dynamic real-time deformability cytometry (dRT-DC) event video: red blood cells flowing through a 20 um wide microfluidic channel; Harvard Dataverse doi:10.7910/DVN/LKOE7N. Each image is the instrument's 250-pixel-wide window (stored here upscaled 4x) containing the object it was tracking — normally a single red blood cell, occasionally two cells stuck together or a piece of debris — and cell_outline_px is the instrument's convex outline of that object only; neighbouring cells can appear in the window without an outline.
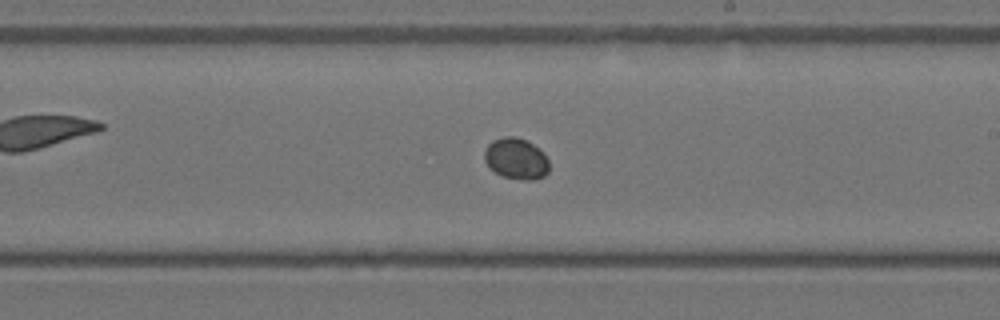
{"species": "Egyptian fruit bat (a non-hibernating species)", "species_latin": "Rousettus aegyptiacus", "temperature_condition": "warm", "stored_images_in_passage": 36, "camera_frame_rate_fps": 3000, "um_per_image_px": 0.085, "animal": {"sex": "female"}, "frame": {"image": 1, "passage_image": 21, "time_ms": 6.667, "image_size_px": [1000, 320], "cell_outline_px": [[548, 172], [544, 176], [532, 180], [524, 180], [504, 176], [496, 172], [484, 160], [484, 152], [488, 144], [492, 140], [504, 136], [516, 136], [528, 140], [540, 148], [544, 152], [548, 160]], "centroid_in_image_um": [43.89, 13.45], "position_along_channel_um": 245.1, "area_um2": 15.61}}
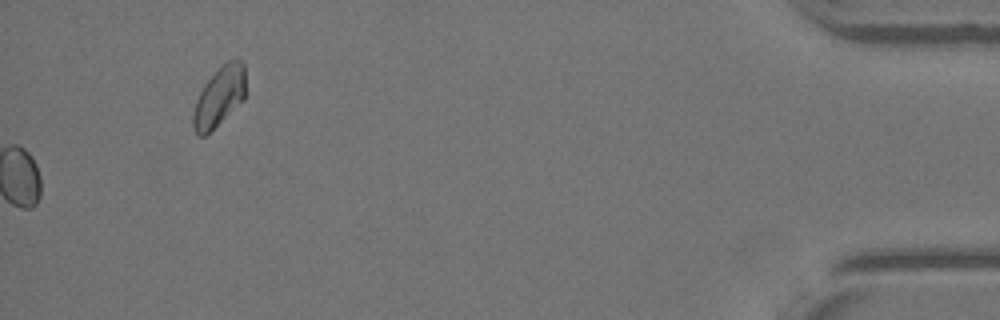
{"frame": {"image": 2, "passage_image": 36, "time_ms": 11.667, "image_size_px": [1000, 320], "cell_outline_px": [[244, 100], [204, 136], [200, 136], [196, 132], [192, 124], [192, 116], [196, 100], [204, 84], [220, 64], [236, 56], [244, 64]], "centroid_in_image_um": [18.63, 8.15], "position_along_channel_um": 416.6, "area_um2": 18.21}}